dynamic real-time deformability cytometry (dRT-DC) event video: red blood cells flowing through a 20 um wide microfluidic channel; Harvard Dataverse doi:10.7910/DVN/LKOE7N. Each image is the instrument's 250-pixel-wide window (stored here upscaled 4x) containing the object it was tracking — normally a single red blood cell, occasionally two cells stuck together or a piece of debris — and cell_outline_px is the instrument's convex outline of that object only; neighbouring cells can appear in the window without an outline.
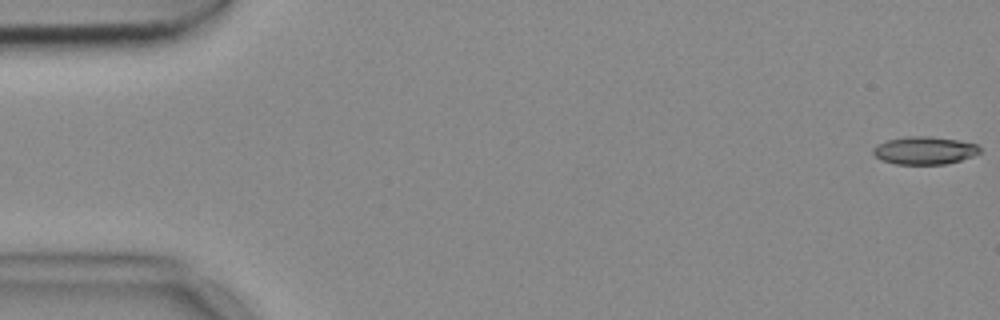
{"species": "common noctule bat (a hibernating species)", "species_latin": "Nyctalus noctula", "temperature_condition": "cold", "stored_images_in_passage": 54, "camera_frame_rate_fps": 3000, "um_per_image_px": 0.085, "animal": {"sex": "female", "body_mass_g": 18.4}, "frame": {"image": 1, "passage_image": 1, "time_ms": 0.0, "image_size_px": [1000, 320], "cell_outline_px": [[980, 152], [972, 156], [960, 160], [944, 164], [896, 164], [880, 160], [872, 152], [872, 148], [876, 144], [888, 140], [908, 136], [928, 136], [956, 140], [976, 144], [980, 148]], "centroid_in_image_um": [78.53, 12.79], "position_along_channel_um": 6.5, "area_um2": 17.17}}
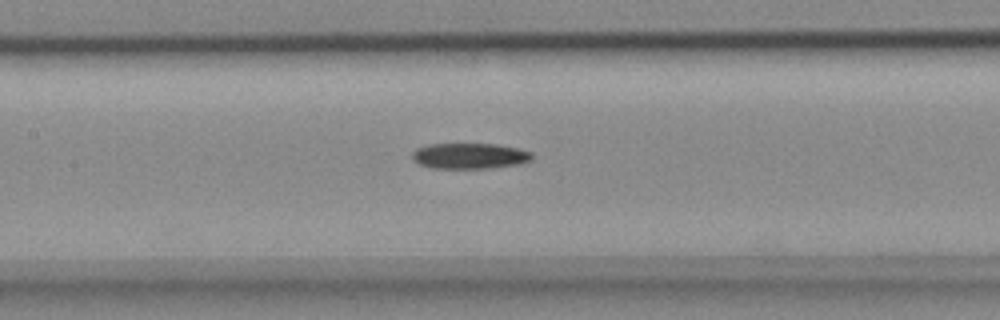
{"frame": {"image": 2, "passage_image": 25, "time_ms": 8.0, "image_size_px": [1000, 320], "cell_outline_px": [[532, 156], [528, 160], [516, 164], [488, 168], [432, 168], [420, 164], [412, 160], [412, 152], [416, 148], [428, 144], [496, 144], [516, 148], [532, 152]], "centroid_in_image_um": [39.84, 13.24], "position_along_channel_um": 167.6, "area_um2": 17.74}}
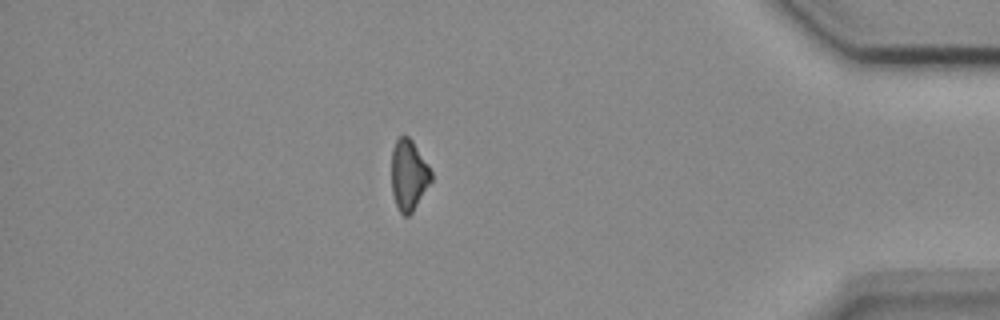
{"frame": {"image": 3, "passage_image": 47, "time_ms": 15.333, "image_size_px": [1000, 320], "cell_outline_px": [[432, 180], [412, 212], [408, 216], [404, 216], [400, 212], [396, 204], [392, 192], [392, 148], [396, 140], [400, 136], [408, 136], [412, 140], [428, 164], [432, 172]], "centroid_in_image_um": [34.74, 14.87], "position_along_channel_um": 400.5, "area_um2": 16.24}}